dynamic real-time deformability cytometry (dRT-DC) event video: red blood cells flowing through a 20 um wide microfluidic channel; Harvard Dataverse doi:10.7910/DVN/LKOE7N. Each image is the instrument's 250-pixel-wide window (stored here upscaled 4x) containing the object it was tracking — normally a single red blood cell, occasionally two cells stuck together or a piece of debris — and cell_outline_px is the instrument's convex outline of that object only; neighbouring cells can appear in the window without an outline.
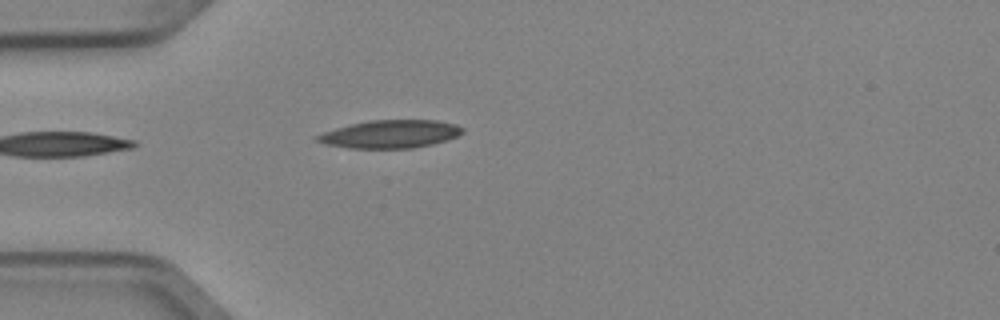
{"species": "Egyptian fruit bat (a non-hibernating species)", "species_latin": "Rousettus aegyptiacus", "temperature_condition": "cold", "stored_images_in_passage": 4, "camera_frame_rate_fps": 3000, "um_per_image_px": 0.085, "animal": {"sex": "female"}, "frame": {"image": 1, "passage_image": 4, "time_ms": 1.0, "image_size_px": [1000, 320], "cell_outline_px": [[464, 132], [456, 136], [432, 144], [412, 148], [348, 148], [324, 144], [316, 140], [312, 136], [336, 128], [368, 120], [436, 120], [456, 124], [464, 128]], "centroid_in_image_um": [33.15, 11.39], "position_along_channel_um": 51.9, "area_um2": 23.64}}